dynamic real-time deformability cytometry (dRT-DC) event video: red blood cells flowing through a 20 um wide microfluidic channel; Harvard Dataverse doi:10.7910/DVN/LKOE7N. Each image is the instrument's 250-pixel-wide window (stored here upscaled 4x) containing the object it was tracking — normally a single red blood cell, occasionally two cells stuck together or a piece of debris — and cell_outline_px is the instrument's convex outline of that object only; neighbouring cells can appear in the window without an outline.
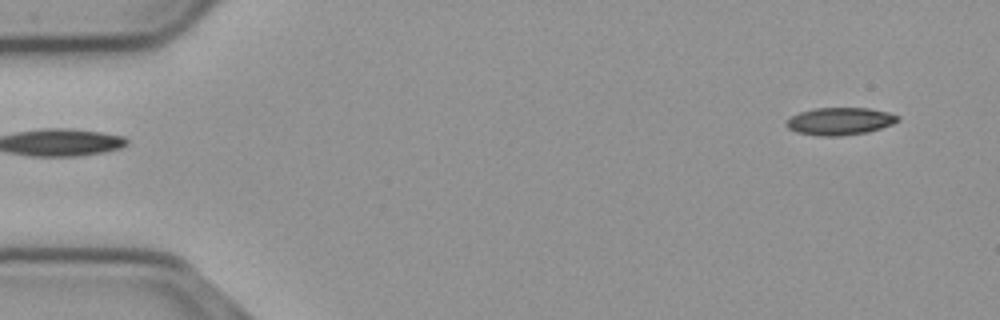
{"species": "common noctule bat (a hibernating species)", "species_latin": "Nyctalus noctula", "temperature_condition": "cold", "stored_images_in_passage": 53, "camera_frame_rate_fps": 3000, "um_per_image_px": 0.085, "animal": {"sex": "male", "body_mass_g": 23.1, "forearm_length_mm": 52.7}, "frame": {"image": 1, "passage_image": 1, "time_ms": 0.0, "image_size_px": [1000, 320], "cell_outline_px": [[900, 120], [892, 124], [868, 132], [840, 136], [820, 136], [796, 132], [788, 128], [784, 124], [792, 116], [800, 112], [816, 108], [868, 108], [888, 112], [900, 116]], "centroid_in_image_um": [71.4, 10.31], "position_along_channel_um": 13.6, "area_um2": 17.8}}
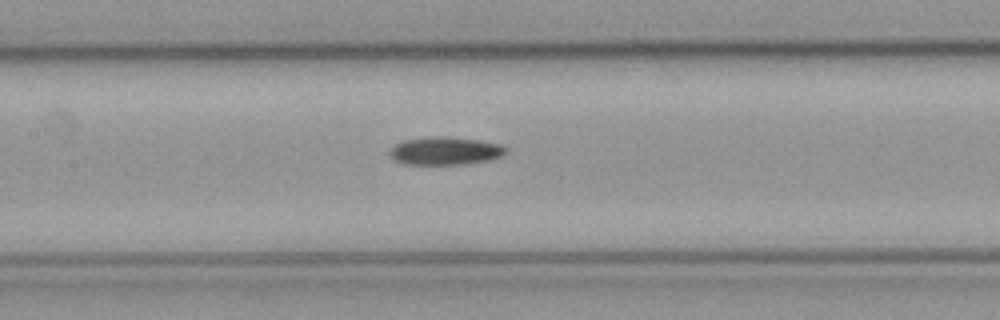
{"frame": {"image": 2, "passage_image": 23, "time_ms": 7.333, "image_size_px": [1000, 320], "cell_outline_px": [[508, 152], [504, 156], [488, 160], [464, 164], [404, 164], [396, 160], [388, 152], [396, 144], [404, 140], [476, 140], [504, 144], [508, 148]], "centroid_in_image_um": [37.95, 12.89], "position_along_channel_um": 169.4, "area_um2": 17.74}}
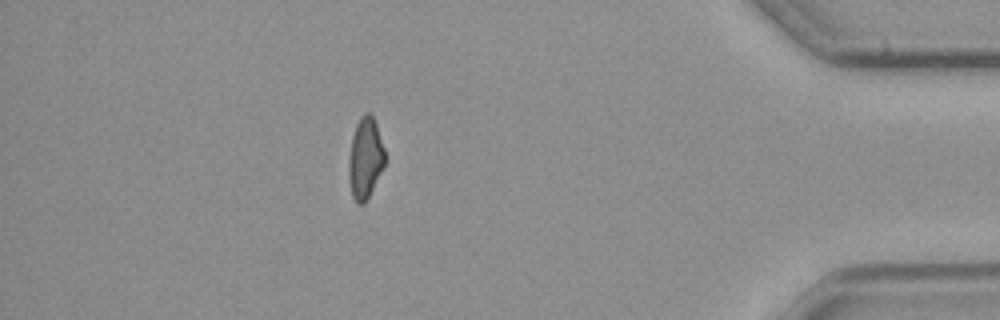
{"frame": {"image": 3, "passage_image": 46, "time_ms": 15.0, "image_size_px": [1000, 320], "cell_outline_px": [[384, 168], [368, 200], [364, 204], [356, 204], [352, 196], [348, 176], [348, 164], [352, 136], [356, 124], [360, 116], [364, 112], [368, 112], [372, 116], [376, 124], [384, 148]], "centroid_in_image_um": [31.04, 13.5], "position_along_channel_um": 404.2, "area_um2": 17.34}}